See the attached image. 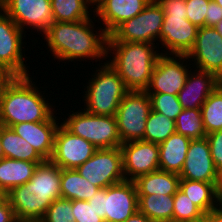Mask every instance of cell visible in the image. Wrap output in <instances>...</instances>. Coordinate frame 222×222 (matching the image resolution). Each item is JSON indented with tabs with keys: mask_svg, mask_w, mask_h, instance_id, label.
Instances as JSON below:
<instances>
[{
	"mask_svg": "<svg viewBox=\"0 0 222 222\" xmlns=\"http://www.w3.org/2000/svg\"><path fill=\"white\" fill-rule=\"evenodd\" d=\"M93 19L78 22H53L42 34L50 53L60 61L107 59L108 34L94 29ZM94 31L96 33H94ZM90 58V59H89ZM79 59V60H78Z\"/></svg>",
	"mask_w": 222,
	"mask_h": 222,
	"instance_id": "obj_1",
	"label": "cell"
},
{
	"mask_svg": "<svg viewBox=\"0 0 222 222\" xmlns=\"http://www.w3.org/2000/svg\"><path fill=\"white\" fill-rule=\"evenodd\" d=\"M13 76L0 94V125L11 128L25 122L47 121L53 114V105L43 97L32 81V76Z\"/></svg>",
	"mask_w": 222,
	"mask_h": 222,
	"instance_id": "obj_2",
	"label": "cell"
},
{
	"mask_svg": "<svg viewBox=\"0 0 222 222\" xmlns=\"http://www.w3.org/2000/svg\"><path fill=\"white\" fill-rule=\"evenodd\" d=\"M155 48L152 43L107 42V58L114 56L106 62L117 71L129 91H145L157 59L162 54Z\"/></svg>",
	"mask_w": 222,
	"mask_h": 222,
	"instance_id": "obj_3",
	"label": "cell"
},
{
	"mask_svg": "<svg viewBox=\"0 0 222 222\" xmlns=\"http://www.w3.org/2000/svg\"><path fill=\"white\" fill-rule=\"evenodd\" d=\"M103 64L91 75L84 89V110L93 115L115 116L129 90L117 71L108 62Z\"/></svg>",
	"mask_w": 222,
	"mask_h": 222,
	"instance_id": "obj_4",
	"label": "cell"
},
{
	"mask_svg": "<svg viewBox=\"0 0 222 222\" xmlns=\"http://www.w3.org/2000/svg\"><path fill=\"white\" fill-rule=\"evenodd\" d=\"M82 110L73 112L61 124L73 135L89 141L97 149L117 148L122 145L115 116L93 115Z\"/></svg>",
	"mask_w": 222,
	"mask_h": 222,
	"instance_id": "obj_5",
	"label": "cell"
},
{
	"mask_svg": "<svg viewBox=\"0 0 222 222\" xmlns=\"http://www.w3.org/2000/svg\"><path fill=\"white\" fill-rule=\"evenodd\" d=\"M164 20L162 7L156 0L149 4L135 17L125 20L109 35L107 42H160V32ZM159 39V40H158Z\"/></svg>",
	"mask_w": 222,
	"mask_h": 222,
	"instance_id": "obj_6",
	"label": "cell"
},
{
	"mask_svg": "<svg viewBox=\"0 0 222 222\" xmlns=\"http://www.w3.org/2000/svg\"><path fill=\"white\" fill-rule=\"evenodd\" d=\"M151 102L146 91H129L120 102L116 121L121 142L142 140Z\"/></svg>",
	"mask_w": 222,
	"mask_h": 222,
	"instance_id": "obj_7",
	"label": "cell"
},
{
	"mask_svg": "<svg viewBox=\"0 0 222 222\" xmlns=\"http://www.w3.org/2000/svg\"><path fill=\"white\" fill-rule=\"evenodd\" d=\"M76 170L100 189L125 181L120 147L97 149L94 155Z\"/></svg>",
	"mask_w": 222,
	"mask_h": 222,
	"instance_id": "obj_8",
	"label": "cell"
},
{
	"mask_svg": "<svg viewBox=\"0 0 222 222\" xmlns=\"http://www.w3.org/2000/svg\"><path fill=\"white\" fill-rule=\"evenodd\" d=\"M186 60L189 61L187 55L161 54L155 64L149 86L145 91L148 94L177 95L184 87L190 72L189 67H187L189 64L184 63Z\"/></svg>",
	"mask_w": 222,
	"mask_h": 222,
	"instance_id": "obj_9",
	"label": "cell"
},
{
	"mask_svg": "<svg viewBox=\"0 0 222 222\" xmlns=\"http://www.w3.org/2000/svg\"><path fill=\"white\" fill-rule=\"evenodd\" d=\"M23 34L25 33L3 11L0 10V65L12 76H28V66L24 64Z\"/></svg>",
	"mask_w": 222,
	"mask_h": 222,
	"instance_id": "obj_10",
	"label": "cell"
},
{
	"mask_svg": "<svg viewBox=\"0 0 222 222\" xmlns=\"http://www.w3.org/2000/svg\"><path fill=\"white\" fill-rule=\"evenodd\" d=\"M7 198L17 220L39 222L52 202L62 196L61 192L34 191L28 181L25 185L12 188Z\"/></svg>",
	"mask_w": 222,
	"mask_h": 222,
	"instance_id": "obj_11",
	"label": "cell"
},
{
	"mask_svg": "<svg viewBox=\"0 0 222 222\" xmlns=\"http://www.w3.org/2000/svg\"><path fill=\"white\" fill-rule=\"evenodd\" d=\"M97 148L89 141L73 135L62 124L57 127L50 161L61 169H76L91 158Z\"/></svg>",
	"mask_w": 222,
	"mask_h": 222,
	"instance_id": "obj_12",
	"label": "cell"
},
{
	"mask_svg": "<svg viewBox=\"0 0 222 222\" xmlns=\"http://www.w3.org/2000/svg\"><path fill=\"white\" fill-rule=\"evenodd\" d=\"M2 10L23 32L34 28L42 34L54 22L51 0H6Z\"/></svg>",
	"mask_w": 222,
	"mask_h": 222,
	"instance_id": "obj_13",
	"label": "cell"
},
{
	"mask_svg": "<svg viewBox=\"0 0 222 222\" xmlns=\"http://www.w3.org/2000/svg\"><path fill=\"white\" fill-rule=\"evenodd\" d=\"M120 148L125 180L134 181L140 176L160 170L157 143L134 140L122 143Z\"/></svg>",
	"mask_w": 222,
	"mask_h": 222,
	"instance_id": "obj_14",
	"label": "cell"
},
{
	"mask_svg": "<svg viewBox=\"0 0 222 222\" xmlns=\"http://www.w3.org/2000/svg\"><path fill=\"white\" fill-rule=\"evenodd\" d=\"M187 57L189 61H194L198 70L214 73L222 80V35L214 27L198 29L194 46Z\"/></svg>",
	"mask_w": 222,
	"mask_h": 222,
	"instance_id": "obj_15",
	"label": "cell"
},
{
	"mask_svg": "<svg viewBox=\"0 0 222 222\" xmlns=\"http://www.w3.org/2000/svg\"><path fill=\"white\" fill-rule=\"evenodd\" d=\"M179 176L191 181L221 183V174L215 168L206 137L191 140Z\"/></svg>",
	"mask_w": 222,
	"mask_h": 222,
	"instance_id": "obj_16",
	"label": "cell"
},
{
	"mask_svg": "<svg viewBox=\"0 0 222 222\" xmlns=\"http://www.w3.org/2000/svg\"><path fill=\"white\" fill-rule=\"evenodd\" d=\"M138 211L134 181L125 180L104 188L105 222H124Z\"/></svg>",
	"mask_w": 222,
	"mask_h": 222,
	"instance_id": "obj_17",
	"label": "cell"
},
{
	"mask_svg": "<svg viewBox=\"0 0 222 222\" xmlns=\"http://www.w3.org/2000/svg\"><path fill=\"white\" fill-rule=\"evenodd\" d=\"M198 29L187 17L164 16L160 32V44L163 46L160 48L164 47L166 51L161 53L187 55L194 46Z\"/></svg>",
	"mask_w": 222,
	"mask_h": 222,
	"instance_id": "obj_18",
	"label": "cell"
},
{
	"mask_svg": "<svg viewBox=\"0 0 222 222\" xmlns=\"http://www.w3.org/2000/svg\"><path fill=\"white\" fill-rule=\"evenodd\" d=\"M191 70L177 97L183 109H200L208 96L220 86L222 80L211 72Z\"/></svg>",
	"mask_w": 222,
	"mask_h": 222,
	"instance_id": "obj_19",
	"label": "cell"
},
{
	"mask_svg": "<svg viewBox=\"0 0 222 222\" xmlns=\"http://www.w3.org/2000/svg\"><path fill=\"white\" fill-rule=\"evenodd\" d=\"M54 114L43 122L15 124L11 129L24 138L44 160H50L54 150V138L60 124ZM58 122V123H57Z\"/></svg>",
	"mask_w": 222,
	"mask_h": 222,
	"instance_id": "obj_20",
	"label": "cell"
},
{
	"mask_svg": "<svg viewBox=\"0 0 222 222\" xmlns=\"http://www.w3.org/2000/svg\"><path fill=\"white\" fill-rule=\"evenodd\" d=\"M151 0H97L92 9L98 21L102 20L105 32L109 35L125 20L139 14ZM96 6V7H95ZM95 10V11H94Z\"/></svg>",
	"mask_w": 222,
	"mask_h": 222,
	"instance_id": "obj_21",
	"label": "cell"
},
{
	"mask_svg": "<svg viewBox=\"0 0 222 222\" xmlns=\"http://www.w3.org/2000/svg\"><path fill=\"white\" fill-rule=\"evenodd\" d=\"M220 184L180 179L179 189L206 214L217 210L222 205Z\"/></svg>",
	"mask_w": 222,
	"mask_h": 222,
	"instance_id": "obj_22",
	"label": "cell"
},
{
	"mask_svg": "<svg viewBox=\"0 0 222 222\" xmlns=\"http://www.w3.org/2000/svg\"><path fill=\"white\" fill-rule=\"evenodd\" d=\"M191 139L178 133L159 143V168L179 174L184 165Z\"/></svg>",
	"mask_w": 222,
	"mask_h": 222,
	"instance_id": "obj_23",
	"label": "cell"
},
{
	"mask_svg": "<svg viewBox=\"0 0 222 222\" xmlns=\"http://www.w3.org/2000/svg\"><path fill=\"white\" fill-rule=\"evenodd\" d=\"M177 173L157 170L134 180L138 195H174L179 189Z\"/></svg>",
	"mask_w": 222,
	"mask_h": 222,
	"instance_id": "obj_24",
	"label": "cell"
},
{
	"mask_svg": "<svg viewBox=\"0 0 222 222\" xmlns=\"http://www.w3.org/2000/svg\"><path fill=\"white\" fill-rule=\"evenodd\" d=\"M43 162H30L3 158L0 160V187L7 193L14 187L25 185L30 181L38 164Z\"/></svg>",
	"mask_w": 222,
	"mask_h": 222,
	"instance_id": "obj_25",
	"label": "cell"
},
{
	"mask_svg": "<svg viewBox=\"0 0 222 222\" xmlns=\"http://www.w3.org/2000/svg\"><path fill=\"white\" fill-rule=\"evenodd\" d=\"M0 139L5 158L30 162L45 161L32 145L9 127L0 125Z\"/></svg>",
	"mask_w": 222,
	"mask_h": 222,
	"instance_id": "obj_26",
	"label": "cell"
},
{
	"mask_svg": "<svg viewBox=\"0 0 222 222\" xmlns=\"http://www.w3.org/2000/svg\"><path fill=\"white\" fill-rule=\"evenodd\" d=\"M61 196L69 200H89L99 187L82 177L76 169H61Z\"/></svg>",
	"mask_w": 222,
	"mask_h": 222,
	"instance_id": "obj_27",
	"label": "cell"
},
{
	"mask_svg": "<svg viewBox=\"0 0 222 222\" xmlns=\"http://www.w3.org/2000/svg\"><path fill=\"white\" fill-rule=\"evenodd\" d=\"M174 195H138V211L153 222L172 221Z\"/></svg>",
	"mask_w": 222,
	"mask_h": 222,
	"instance_id": "obj_28",
	"label": "cell"
},
{
	"mask_svg": "<svg viewBox=\"0 0 222 222\" xmlns=\"http://www.w3.org/2000/svg\"><path fill=\"white\" fill-rule=\"evenodd\" d=\"M91 6L94 7L91 0H51L53 21L78 22L89 19Z\"/></svg>",
	"mask_w": 222,
	"mask_h": 222,
	"instance_id": "obj_29",
	"label": "cell"
},
{
	"mask_svg": "<svg viewBox=\"0 0 222 222\" xmlns=\"http://www.w3.org/2000/svg\"><path fill=\"white\" fill-rule=\"evenodd\" d=\"M30 182L34 191L61 192V168L50 160H45L38 164Z\"/></svg>",
	"mask_w": 222,
	"mask_h": 222,
	"instance_id": "obj_30",
	"label": "cell"
},
{
	"mask_svg": "<svg viewBox=\"0 0 222 222\" xmlns=\"http://www.w3.org/2000/svg\"><path fill=\"white\" fill-rule=\"evenodd\" d=\"M200 110L206 135L222 130V83L208 96Z\"/></svg>",
	"mask_w": 222,
	"mask_h": 222,
	"instance_id": "obj_31",
	"label": "cell"
},
{
	"mask_svg": "<svg viewBox=\"0 0 222 222\" xmlns=\"http://www.w3.org/2000/svg\"><path fill=\"white\" fill-rule=\"evenodd\" d=\"M175 125V121L151 110L147 118L144 138L142 140L159 144L176 132Z\"/></svg>",
	"mask_w": 222,
	"mask_h": 222,
	"instance_id": "obj_32",
	"label": "cell"
},
{
	"mask_svg": "<svg viewBox=\"0 0 222 222\" xmlns=\"http://www.w3.org/2000/svg\"><path fill=\"white\" fill-rule=\"evenodd\" d=\"M175 124L176 133L191 140L206 137L200 109H183L177 116Z\"/></svg>",
	"mask_w": 222,
	"mask_h": 222,
	"instance_id": "obj_33",
	"label": "cell"
},
{
	"mask_svg": "<svg viewBox=\"0 0 222 222\" xmlns=\"http://www.w3.org/2000/svg\"><path fill=\"white\" fill-rule=\"evenodd\" d=\"M204 216V213L180 189L174 194L172 221L189 222Z\"/></svg>",
	"mask_w": 222,
	"mask_h": 222,
	"instance_id": "obj_34",
	"label": "cell"
},
{
	"mask_svg": "<svg viewBox=\"0 0 222 222\" xmlns=\"http://www.w3.org/2000/svg\"><path fill=\"white\" fill-rule=\"evenodd\" d=\"M151 102V110L156 111L169 119L176 121L177 116L182 112V105L177 95L171 94H148Z\"/></svg>",
	"mask_w": 222,
	"mask_h": 222,
	"instance_id": "obj_35",
	"label": "cell"
},
{
	"mask_svg": "<svg viewBox=\"0 0 222 222\" xmlns=\"http://www.w3.org/2000/svg\"><path fill=\"white\" fill-rule=\"evenodd\" d=\"M39 222H75L72 200L64 198L54 200Z\"/></svg>",
	"mask_w": 222,
	"mask_h": 222,
	"instance_id": "obj_36",
	"label": "cell"
},
{
	"mask_svg": "<svg viewBox=\"0 0 222 222\" xmlns=\"http://www.w3.org/2000/svg\"><path fill=\"white\" fill-rule=\"evenodd\" d=\"M75 222H105L87 200H72Z\"/></svg>",
	"mask_w": 222,
	"mask_h": 222,
	"instance_id": "obj_37",
	"label": "cell"
},
{
	"mask_svg": "<svg viewBox=\"0 0 222 222\" xmlns=\"http://www.w3.org/2000/svg\"><path fill=\"white\" fill-rule=\"evenodd\" d=\"M187 19L198 28L205 26V17L210 0H185Z\"/></svg>",
	"mask_w": 222,
	"mask_h": 222,
	"instance_id": "obj_38",
	"label": "cell"
},
{
	"mask_svg": "<svg viewBox=\"0 0 222 222\" xmlns=\"http://www.w3.org/2000/svg\"><path fill=\"white\" fill-rule=\"evenodd\" d=\"M215 168L222 174V130L206 135Z\"/></svg>",
	"mask_w": 222,
	"mask_h": 222,
	"instance_id": "obj_39",
	"label": "cell"
},
{
	"mask_svg": "<svg viewBox=\"0 0 222 222\" xmlns=\"http://www.w3.org/2000/svg\"><path fill=\"white\" fill-rule=\"evenodd\" d=\"M162 7L164 16L186 17V1L185 0H156Z\"/></svg>",
	"mask_w": 222,
	"mask_h": 222,
	"instance_id": "obj_40",
	"label": "cell"
},
{
	"mask_svg": "<svg viewBox=\"0 0 222 222\" xmlns=\"http://www.w3.org/2000/svg\"><path fill=\"white\" fill-rule=\"evenodd\" d=\"M222 20V7L214 0H210L208 4V12L205 17V26L214 27Z\"/></svg>",
	"mask_w": 222,
	"mask_h": 222,
	"instance_id": "obj_41",
	"label": "cell"
},
{
	"mask_svg": "<svg viewBox=\"0 0 222 222\" xmlns=\"http://www.w3.org/2000/svg\"><path fill=\"white\" fill-rule=\"evenodd\" d=\"M88 202L92 204L93 208L97 212L98 216L104 219L105 221V212H104V188H101L94 194Z\"/></svg>",
	"mask_w": 222,
	"mask_h": 222,
	"instance_id": "obj_42",
	"label": "cell"
},
{
	"mask_svg": "<svg viewBox=\"0 0 222 222\" xmlns=\"http://www.w3.org/2000/svg\"><path fill=\"white\" fill-rule=\"evenodd\" d=\"M14 211L10 205L8 198L0 201V222H16Z\"/></svg>",
	"mask_w": 222,
	"mask_h": 222,
	"instance_id": "obj_43",
	"label": "cell"
},
{
	"mask_svg": "<svg viewBox=\"0 0 222 222\" xmlns=\"http://www.w3.org/2000/svg\"><path fill=\"white\" fill-rule=\"evenodd\" d=\"M206 222H222V205L217 210L206 213Z\"/></svg>",
	"mask_w": 222,
	"mask_h": 222,
	"instance_id": "obj_44",
	"label": "cell"
},
{
	"mask_svg": "<svg viewBox=\"0 0 222 222\" xmlns=\"http://www.w3.org/2000/svg\"><path fill=\"white\" fill-rule=\"evenodd\" d=\"M124 222H153V221H151L145 214H142L139 211H137L134 215L129 217Z\"/></svg>",
	"mask_w": 222,
	"mask_h": 222,
	"instance_id": "obj_45",
	"label": "cell"
},
{
	"mask_svg": "<svg viewBox=\"0 0 222 222\" xmlns=\"http://www.w3.org/2000/svg\"><path fill=\"white\" fill-rule=\"evenodd\" d=\"M13 76L0 65V82H8Z\"/></svg>",
	"mask_w": 222,
	"mask_h": 222,
	"instance_id": "obj_46",
	"label": "cell"
},
{
	"mask_svg": "<svg viewBox=\"0 0 222 222\" xmlns=\"http://www.w3.org/2000/svg\"><path fill=\"white\" fill-rule=\"evenodd\" d=\"M214 28L217 30V32H218L220 35H222V20H221L219 23H217V24L214 26Z\"/></svg>",
	"mask_w": 222,
	"mask_h": 222,
	"instance_id": "obj_47",
	"label": "cell"
},
{
	"mask_svg": "<svg viewBox=\"0 0 222 222\" xmlns=\"http://www.w3.org/2000/svg\"><path fill=\"white\" fill-rule=\"evenodd\" d=\"M6 197H7V192L4 191V190L0 187V201H3Z\"/></svg>",
	"mask_w": 222,
	"mask_h": 222,
	"instance_id": "obj_48",
	"label": "cell"
},
{
	"mask_svg": "<svg viewBox=\"0 0 222 222\" xmlns=\"http://www.w3.org/2000/svg\"><path fill=\"white\" fill-rule=\"evenodd\" d=\"M5 156H4V150H3V147H2V142H1V139H0V160L3 159Z\"/></svg>",
	"mask_w": 222,
	"mask_h": 222,
	"instance_id": "obj_49",
	"label": "cell"
},
{
	"mask_svg": "<svg viewBox=\"0 0 222 222\" xmlns=\"http://www.w3.org/2000/svg\"><path fill=\"white\" fill-rule=\"evenodd\" d=\"M189 222H206V214H204V216L198 220L195 221H189Z\"/></svg>",
	"mask_w": 222,
	"mask_h": 222,
	"instance_id": "obj_50",
	"label": "cell"
},
{
	"mask_svg": "<svg viewBox=\"0 0 222 222\" xmlns=\"http://www.w3.org/2000/svg\"><path fill=\"white\" fill-rule=\"evenodd\" d=\"M6 0H0V10L4 7Z\"/></svg>",
	"mask_w": 222,
	"mask_h": 222,
	"instance_id": "obj_51",
	"label": "cell"
},
{
	"mask_svg": "<svg viewBox=\"0 0 222 222\" xmlns=\"http://www.w3.org/2000/svg\"><path fill=\"white\" fill-rule=\"evenodd\" d=\"M6 83H7V82H0V94H1V91H2L3 86H4Z\"/></svg>",
	"mask_w": 222,
	"mask_h": 222,
	"instance_id": "obj_52",
	"label": "cell"
},
{
	"mask_svg": "<svg viewBox=\"0 0 222 222\" xmlns=\"http://www.w3.org/2000/svg\"><path fill=\"white\" fill-rule=\"evenodd\" d=\"M220 196H221V199H222V174H221V184H220Z\"/></svg>",
	"mask_w": 222,
	"mask_h": 222,
	"instance_id": "obj_53",
	"label": "cell"
},
{
	"mask_svg": "<svg viewBox=\"0 0 222 222\" xmlns=\"http://www.w3.org/2000/svg\"><path fill=\"white\" fill-rule=\"evenodd\" d=\"M214 1L222 7V0H214Z\"/></svg>",
	"mask_w": 222,
	"mask_h": 222,
	"instance_id": "obj_54",
	"label": "cell"
},
{
	"mask_svg": "<svg viewBox=\"0 0 222 222\" xmlns=\"http://www.w3.org/2000/svg\"><path fill=\"white\" fill-rule=\"evenodd\" d=\"M16 222H38V221L17 220Z\"/></svg>",
	"mask_w": 222,
	"mask_h": 222,
	"instance_id": "obj_55",
	"label": "cell"
}]
</instances>
